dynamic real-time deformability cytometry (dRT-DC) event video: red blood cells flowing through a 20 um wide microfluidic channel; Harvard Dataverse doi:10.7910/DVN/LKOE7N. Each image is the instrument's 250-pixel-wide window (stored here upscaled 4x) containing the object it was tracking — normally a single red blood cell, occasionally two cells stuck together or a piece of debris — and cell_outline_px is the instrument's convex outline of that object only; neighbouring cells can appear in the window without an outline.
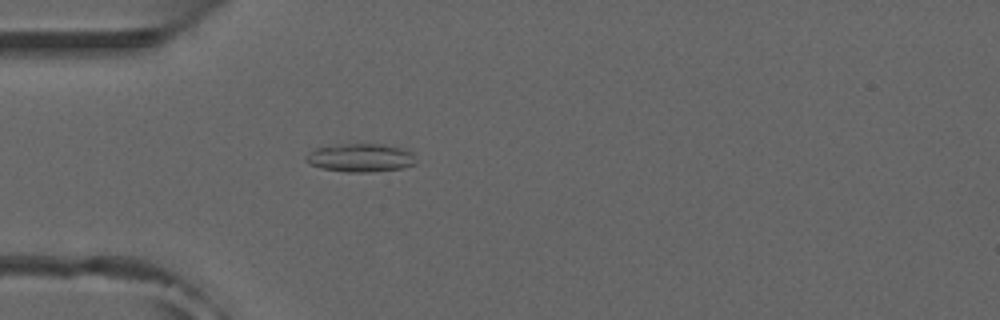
{"species": "common noctule bat (a hibernating species)", "species_latin": "Nyctalus noctula", "temperature_condition": "room temperature", "stored_images_in_passage": 46, "camera_frame_rate_fps": 3000, "um_per_image_px": 0.085, "animal": {"sex": "male", "forearm_length_mm": 52.5}, "frame": {"image": 1, "passage_image": 9, "time_ms": 2.667, "image_size_px": [1000, 320], "cell_outline_px": [[416, 164], [404, 168], [368, 172], [344, 172], [324, 168], [308, 164], [304, 160], [304, 156], [308, 152], [316, 148], [344, 144], [380, 144], [400, 148], [412, 152], [416, 160]], "centroid_in_image_um": [30.63, 13.42], "position_along_channel_um": 54.4, "area_um2": 18.15}}
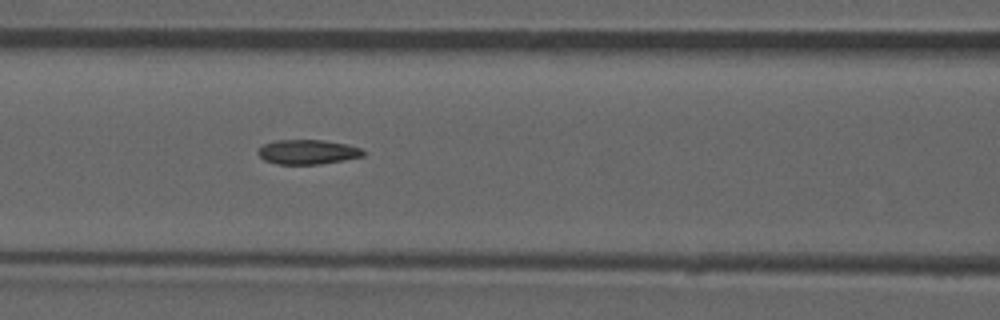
{"frame": {"image": 2, "passage_image": 16, "time_ms": 5.0, "image_size_px": [1000, 320], "cell_outline_px": [[364, 156], [320, 164], [276, 164], [264, 160], [256, 152], [264, 144], [276, 140], [320, 140], [344, 144], [360, 148], [364, 152]], "centroid_in_image_um": [26.11, 12.92], "position_along_channel_um": 140.5, "area_um2": 14.85}}
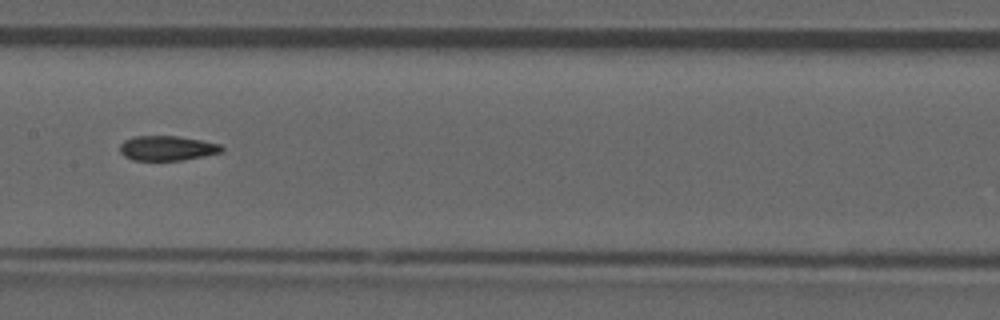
{"frame": {"image": 3, "passage_image": 20, "time_ms": 6.333, "image_size_px": [1000, 320], "cell_outline_px": [[224, 152], [204, 156], [180, 160], [132, 160], [124, 156], [120, 152], [120, 144], [124, 140], [132, 136], [176, 136], [200, 140], [220, 144], [224, 148]], "centroid_in_image_um": [14.2, 12.59], "position_along_channel_um": 193.2, "area_um2": 14.74}, "authors_computed_cell_mechanics": {"area_um2": 15.4326, "velocity_mm_per_s": 3.9609, "shape_relaxation_time_tau1_ms": null, "shape_relaxation_time_tau2_ms": 3.7334, "deformation_change_tau1": null, "deformation_change_tau2": 0.113}}